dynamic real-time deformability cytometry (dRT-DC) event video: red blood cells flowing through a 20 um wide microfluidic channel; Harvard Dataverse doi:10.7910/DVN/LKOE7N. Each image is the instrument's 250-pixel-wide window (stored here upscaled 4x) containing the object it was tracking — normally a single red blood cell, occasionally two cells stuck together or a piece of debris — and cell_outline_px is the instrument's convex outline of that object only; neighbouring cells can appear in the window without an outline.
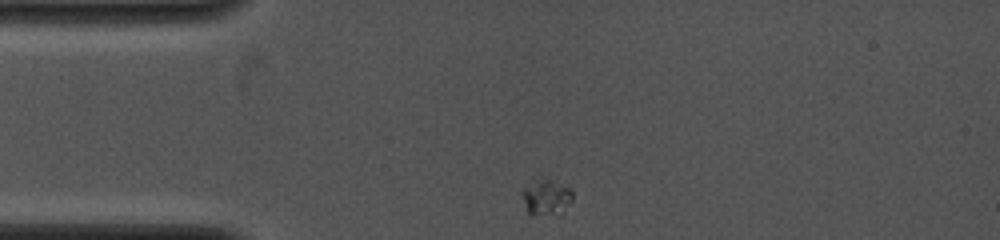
{"species": "common noctule bat (a hibernating species)", "species_latin": "Nyctalus noctula", "temperature_condition": "cold", "stored_images_in_passage": 30, "camera_frame_rate_fps": 4000, "um_per_image_px": 0.085, "animal": {"sex": "female", "body_mass_g": 19.0, "forearm_length_mm": 53.3}, "frame": {"image": 1, "passage_image": 1, "time_ms": 0.0, "image_size_px": [1000, 240], "cell_outline_px": [[572, 200], [560, 216], [532, 216], [528, 212], [520, 192], [536, 176], [572, 188]], "centroid_in_image_um": [46.42, 16.8], "position_along_channel_um": 38.6, "area_um2": 10.98}}